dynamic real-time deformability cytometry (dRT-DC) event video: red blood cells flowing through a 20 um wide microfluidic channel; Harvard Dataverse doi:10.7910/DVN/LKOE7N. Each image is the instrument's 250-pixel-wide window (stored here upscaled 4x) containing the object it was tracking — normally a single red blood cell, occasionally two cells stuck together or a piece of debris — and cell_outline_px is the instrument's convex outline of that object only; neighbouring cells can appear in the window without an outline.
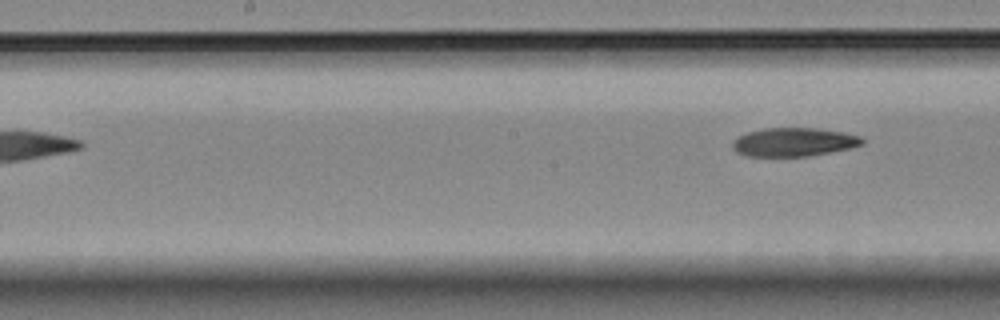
{"species": "Egyptian fruit bat (a non-hibernating species)", "species_latin": "Rousettus aegyptiacus", "temperature_condition": "room temperature", "stored_images_in_passage": 7, "segment_of_instrument_passage": [2, 2], "camera_frame_rate_fps": 3000, "um_per_image_px": 0.085, "animal": {"sex": "female"}, "frame": {"image": 1, "passage_image": 7, "time_ms": 8.0, "image_size_px": [1000, 320], "cell_outline_px": [[864, 144], [848, 148], [808, 156], [748, 156], [736, 152], [732, 148], [732, 140], [736, 136], [748, 132], [764, 128], [816, 128], [840, 132], [860, 136], [864, 140]], "centroid_in_image_um": [67.41, 12.07], "position_along_channel_um": 180.8, "area_um2": 21.5}}